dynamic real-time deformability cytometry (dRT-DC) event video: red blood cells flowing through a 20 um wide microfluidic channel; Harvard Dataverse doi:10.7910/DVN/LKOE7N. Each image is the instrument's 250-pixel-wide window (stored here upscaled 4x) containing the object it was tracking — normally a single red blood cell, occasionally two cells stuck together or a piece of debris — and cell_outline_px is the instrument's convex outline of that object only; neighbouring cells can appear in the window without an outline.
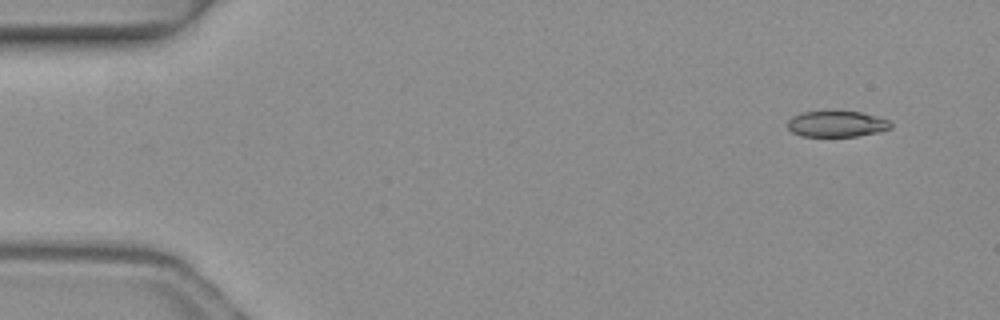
{"species": "common noctule bat (a hibernating species)", "species_latin": "Nyctalus noctula", "temperature_condition": "warm", "stored_images_in_passage": 2, "camera_frame_rate_fps": 3000, "um_per_image_px": 0.085, "animal": {"sex": "female", "body_mass_g": 19.3, "forearm_length_mm": 54.1}, "frame": {"image": 1, "passage_image": 2, "time_ms": 0.333, "image_size_px": [1000, 320], "cell_outline_px": [[892, 128], [876, 132], [856, 136], [800, 136], [792, 132], [788, 128], [788, 120], [792, 116], [800, 112], [860, 112], [888, 120], [892, 124]], "centroid_in_image_um": [71.08, 10.54], "position_along_channel_um": 13.9, "area_um2": 15.37}}